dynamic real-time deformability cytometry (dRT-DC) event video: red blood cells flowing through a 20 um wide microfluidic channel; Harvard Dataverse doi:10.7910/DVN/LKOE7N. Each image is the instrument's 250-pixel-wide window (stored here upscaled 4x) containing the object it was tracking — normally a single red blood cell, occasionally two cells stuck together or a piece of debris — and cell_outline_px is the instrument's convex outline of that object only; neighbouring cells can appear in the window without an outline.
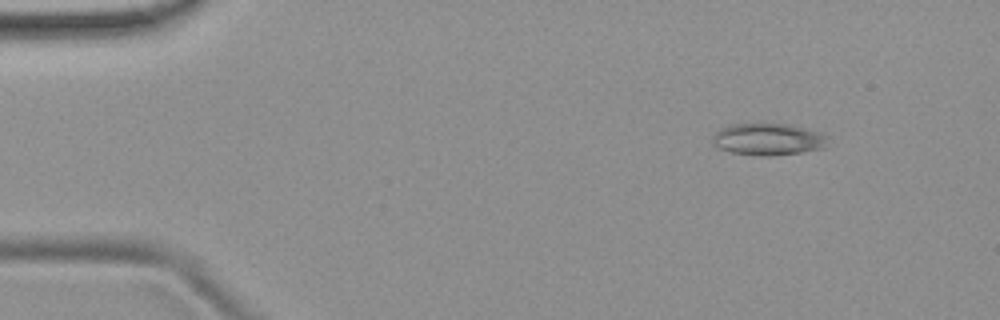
{"species": "common noctule bat (a hibernating species)", "species_latin": "Nyctalus noctula", "temperature_condition": "room temperature", "stored_images_in_passage": 48, "camera_frame_rate_fps": 3000, "um_per_image_px": 0.085, "animal": {"sex": "female", "body_mass_g": 19.9}, "frame": {"image": 1, "passage_image": 1, "time_ms": 0.0, "image_size_px": [1000, 320], "cell_outline_px": [[828, 136], [824, 148], [800, 152], [772, 156], [760, 156], [732, 152], [716, 148], [712, 144], [712, 136], [720, 128], [732, 124], [764, 120], [788, 124], [820, 132]], "centroid_in_image_um": [65.23, 11.79], "position_along_channel_um": 19.8, "area_um2": 22.25}}
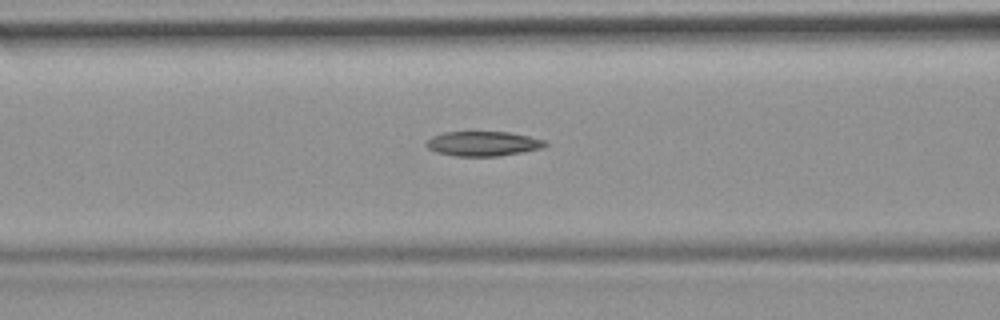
{"frame": {"image": 2, "passage_image": 16, "time_ms": 5.0, "image_size_px": [1000, 320], "cell_outline_px": [[548, 144], [544, 148], [500, 156], [456, 156], [436, 152], [428, 148], [424, 144], [432, 136], [444, 132], [512, 132], [544, 140]], "centroid_in_image_um": [41.07, 12.21], "position_along_channel_um": 125.5, "area_um2": 17.17}}
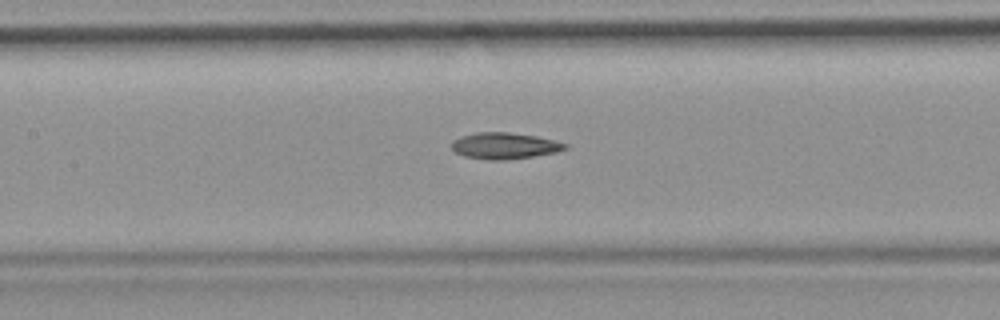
{"frame": {"image": 3, "passage_image": 19, "time_ms": 6.0, "image_size_px": [1000, 320], "cell_outline_px": [[568, 148], [556, 152], [508, 160], [492, 160], [464, 156], [456, 152], [452, 148], [452, 140], [460, 136], [476, 132], [508, 132], [536, 136], [568, 144]], "centroid_in_image_um": [42.87, 12.38], "position_along_channel_um": 164.5, "area_um2": 17.34}}